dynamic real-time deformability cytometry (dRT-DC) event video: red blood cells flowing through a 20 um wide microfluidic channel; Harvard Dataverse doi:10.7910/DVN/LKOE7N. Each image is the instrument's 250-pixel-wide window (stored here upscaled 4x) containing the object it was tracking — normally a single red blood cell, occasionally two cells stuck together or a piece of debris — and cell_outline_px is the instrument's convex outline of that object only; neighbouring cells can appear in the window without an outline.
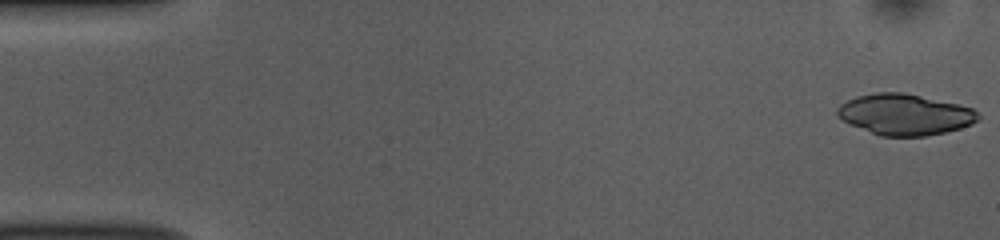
{"species": "common noctule bat (a hibernating species)", "species_latin": "Nyctalus noctula", "temperature_condition": "room temperature", "stored_images_in_passage": 51, "camera_frame_rate_fps": 3000, "um_per_image_px": 0.085, "animal": {"sex": "female", "body_mass_g": 10.0, "forearm_length_mm": 53.1}, "frame": {"image": 1, "passage_image": 1, "time_ms": 0.0, "image_size_px": [1000, 240], "cell_outline_px": [[980, 116], [972, 124], [960, 128], [944, 132], [924, 136], [880, 136], [848, 124], [836, 116], [836, 108], [840, 104], [856, 96], [876, 92], [904, 92], [956, 104], [972, 108]], "centroid_in_image_um": [76.84, 9.73], "position_along_channel_um": 8.2, "area_um2": 33.58}}
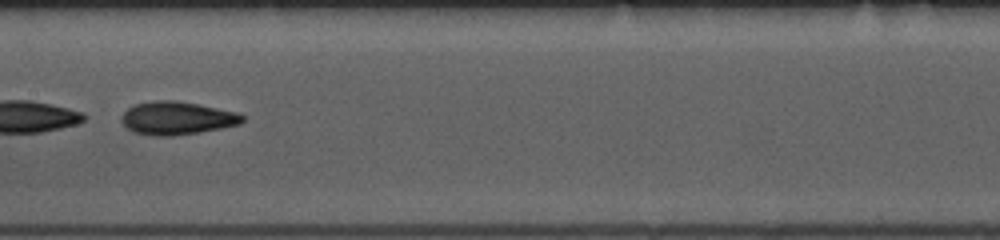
{"frame": {"image": 2, "passage_image": 26, "time_ms": 8.333, "image_size_px": [1000, 240], "cell_outline_px": [[244, 120], [240, 124], [200, 132], [172, 136], [152, 136], [132, 132], [120, 120], [120, 116], [128, 108], [136, 104], [156, 100], [176, 100], [240, 112], [244, 116]], "centroid_in_image_um": [15.04, 10.04], "position_along_channel_um": 192.4, "area_um2": 23.47}}